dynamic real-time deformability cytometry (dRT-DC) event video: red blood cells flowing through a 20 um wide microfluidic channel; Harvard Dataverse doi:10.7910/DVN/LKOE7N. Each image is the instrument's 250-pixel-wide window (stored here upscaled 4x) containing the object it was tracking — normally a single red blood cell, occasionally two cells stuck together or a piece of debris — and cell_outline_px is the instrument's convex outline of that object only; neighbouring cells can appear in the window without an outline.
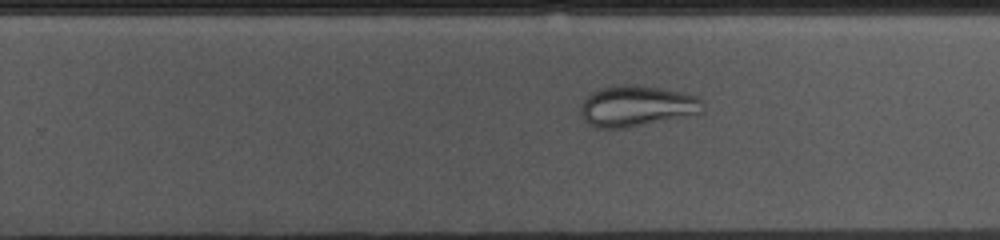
{"species": "common noctule bat (a hibernating species)", "species_latin": "Nyctalus noctula", "temperature_condition": "cold", "stored_images_in_passage": 50, "camera_frame_rate_fps": 3000, "um_per_image_px": 0.085, "animal": {"sex": "female", "body_mass_g": 10.0, "forearm_length_mm": 53.1}, "frame": {"image": 1, "passage_image": 29, "time_ms": 9.333, "image_size_px": [1000, 240], "cell_outline_px": [[704, 112], [624, 128], [596, 128], [588, 124], [584, 120], [580, 112], [580, 108], [584, 100], [592, 92], [600, 88], [636, 84], [660, 88], [680, 92], [696, 96], [704, 100]], "centroid_in_image_um": [54.12, 9.02], "position_along_channel_um": 275.7, "area_um2": 28.84}}